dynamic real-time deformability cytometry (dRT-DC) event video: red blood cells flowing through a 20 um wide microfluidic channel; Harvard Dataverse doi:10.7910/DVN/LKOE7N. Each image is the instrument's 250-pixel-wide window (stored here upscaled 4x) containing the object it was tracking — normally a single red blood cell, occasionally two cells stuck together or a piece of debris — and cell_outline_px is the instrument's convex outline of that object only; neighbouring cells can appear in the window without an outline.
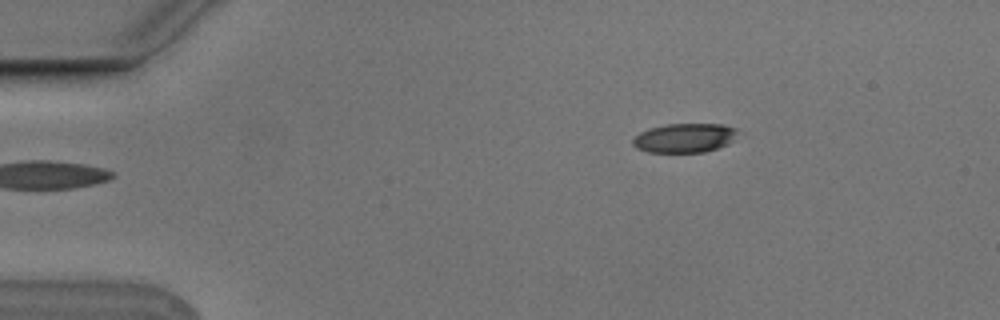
{"species": "Egyptian fruit bat (a non-hibernating species)", "species_latin": "Rousettus aegyptiacus", "temperature_condition": "cold", "stored_images_in_passage": 3, "camera_frame_rate_fps": 3000, "um_per_image_px": 0.085, "animal": {"sex": "male"}, "frame": {"image": 1, "passage_image": 1, "time_ms": 0.0, "image_size_px": [1000, 320], "cell_outline_px": [[736, 132], [732, 140], [728, 144], [704, 152], [648, 152], [636, 148], [632, 144], [632, 140], [640, 132], [648, 128], [668, 124], [720, 124], [736, 128]], "centroid_in_image_um": [58.14, 11.72], "position_along_channel_um": 26.9, "area_um2": 17.69}}